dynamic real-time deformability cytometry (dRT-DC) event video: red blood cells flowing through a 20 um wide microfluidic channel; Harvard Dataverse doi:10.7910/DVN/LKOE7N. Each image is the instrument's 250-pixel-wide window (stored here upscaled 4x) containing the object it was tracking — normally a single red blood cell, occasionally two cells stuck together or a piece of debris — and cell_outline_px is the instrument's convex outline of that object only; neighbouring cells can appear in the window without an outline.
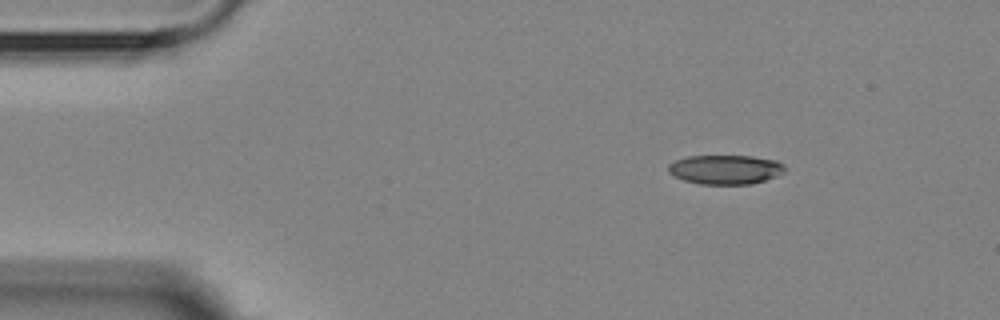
{"species": "Egyptian fruit bat (a non-hibernating species)", "species_latin": "Rousettus aegyptiacus", "temperature_condition": "room temperature", "stored_images_in_passage": 6, "camera_frame_rate_fps": 3000, "um_per_image_px": 0.085, "animal": {"sex": "female"}, "frame": {"image": 1, "passage_image": 6, "time_ms": 7.0, "image_size_px": [1000, 320], "cell_outline_px": [[784, 172], [776, 176], [752, 184], [700, 184], [684, 180], [668, 172], [668, 164], [676, 160], [688, 156], [752, 156], [776, 160], [784, 164]], "centroid_in_image_um": [61.66, 14.4], "position_along_channel_um": 23.3, "area_um2": 19.83}}